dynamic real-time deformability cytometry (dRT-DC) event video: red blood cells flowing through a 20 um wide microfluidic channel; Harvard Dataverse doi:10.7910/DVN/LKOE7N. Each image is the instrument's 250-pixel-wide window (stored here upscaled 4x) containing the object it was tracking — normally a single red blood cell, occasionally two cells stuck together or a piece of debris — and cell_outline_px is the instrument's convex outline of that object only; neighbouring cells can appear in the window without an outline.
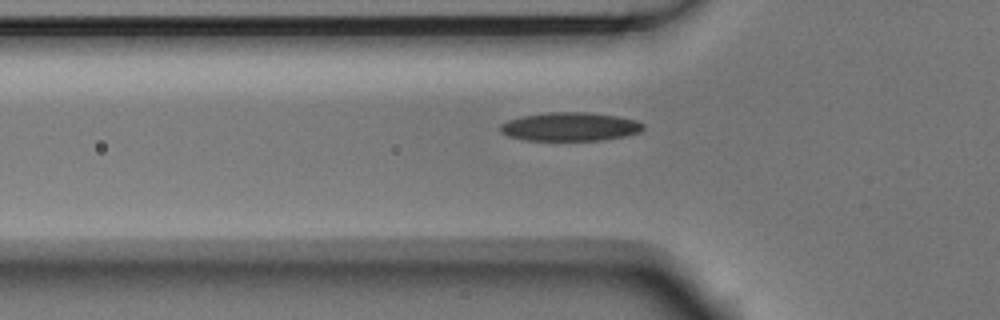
{"species": "Egyptian fruit bat (a non-hibernating species)", "species_latin": "Rousettus aegyptiacus", "temperature_condition": "room temperature", "stored_images_in_passage": 40, "camera_frame_rate_fps": 3000, "um_per_image_px": 0.085, "animal": {"sex": "male"}, "frame": {"image": 1, "passage_image": 10, "time_ms": 3.0, "image_size_px": [1000, 320], "cell_outline_px": [[644, 128], [640, 132], [624, 136], [600, 140], [524, 140], [508, 136], [500, 132], [500, 124], [508, 120], [524, 116], [548, 112], [584, 112], [616, 116], [636, 120], [644, 124]], "centroid_in_image_um": [48.44, 10.77], "position_along_channel_um": 77.4, "area_um2": 23.7}}
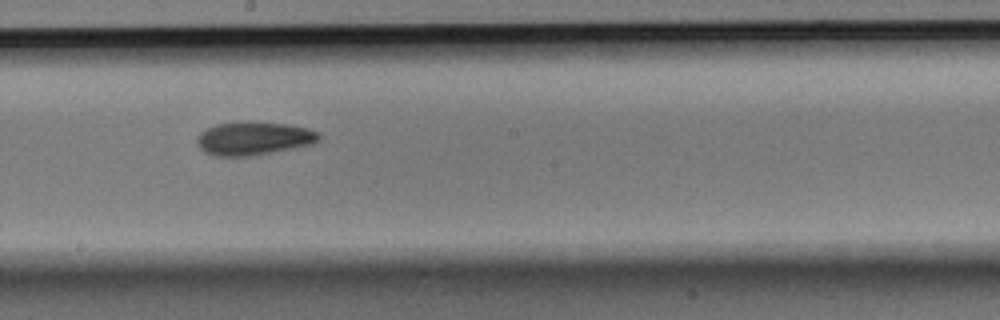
{"frame": {"image": 2, "passage_image": 22, "time_ms": 7.0, "image_size_px": [1000, 320], "cell_outline_px": [[320, 140], [312, 144], [252, 156], [216, 156], [204, 152], [200, 148], [196, 140], [196, 136], [204, 128], [216, 124], [240, 120], [252, 120], [288, 124], [308, 128], [320, 132]], "centroid_in_image_um": [21.54, 11.73], "position_along_channel_um": 226.7, "area_um2": 24.33}}
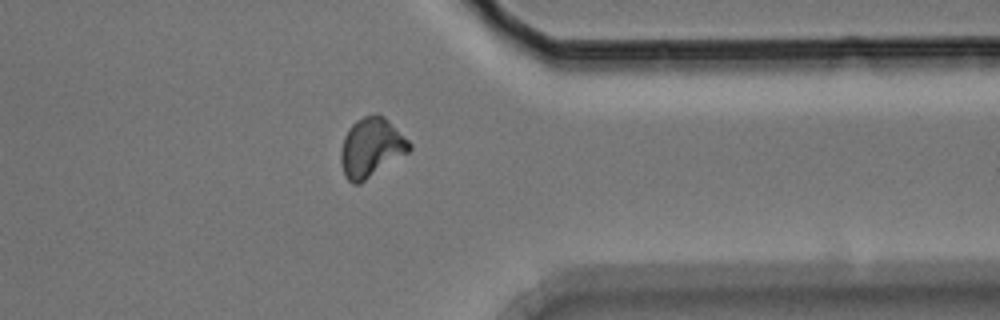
{"frame": {"image": 3, "passage_image": 35, "time_ms": 11.333, "image_size_px": [1000, 320], "cell_outline_px": [[412, 148], [408, 152], [360, 184], [352, 184], [344, 176], [340, 160], [340, 148], [344, 136], [348, 128], [356, 120], [364, 116], [376, 112], [384, 116], [412, 144]], "centroid_in_image_um": [31.52, 12.53], "position_along_channel_um": 379.9, "area_um2": 23.81}}